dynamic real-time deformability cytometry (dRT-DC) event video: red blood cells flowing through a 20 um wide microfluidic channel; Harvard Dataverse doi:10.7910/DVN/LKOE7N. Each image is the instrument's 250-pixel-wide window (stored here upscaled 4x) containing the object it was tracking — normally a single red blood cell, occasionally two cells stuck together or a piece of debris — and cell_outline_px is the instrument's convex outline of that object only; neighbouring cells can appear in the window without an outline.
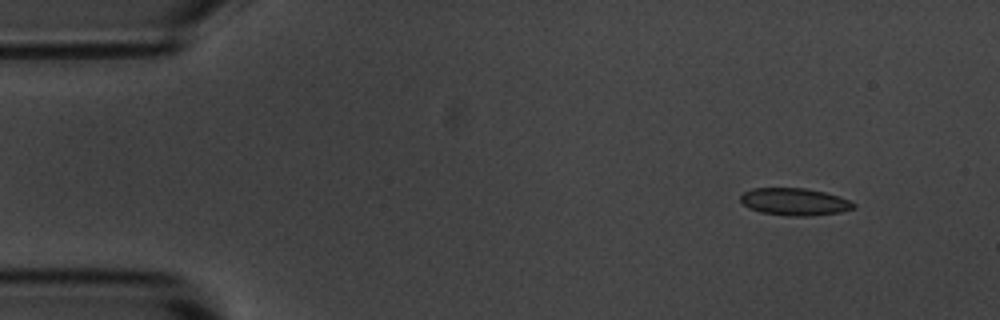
{"species": "common noctule bat (a hibernating species)", "species_latin": "Nyctalus noctula", "temperature_condition": "room temperature", "stored_images_in_passage": 5, "camera_frame_rate_fps": 3000, "um_per_image_px": 0.085, "animal": {"sex": "male", "body_mass_g": 20.1, "forearm_length_mm": 53.5}, "frame": {"image": 1, "passage_image": 1, "time_ms": 0.0, "image_size_px": [1000, 320], "cell_outline_px": [[856, 208], [840, 212], [808, 216], [788, 216], [760, 212], [748, 208], [740, 200], [740, 196], [744, 192], [752, 188], [804, 188], [824, 192], [840, 196], [856, 204]], "centroid_in_image_um": [67.54, 17.15], "position_along_channel_um": 17.5, "area_um2": 18.03}}
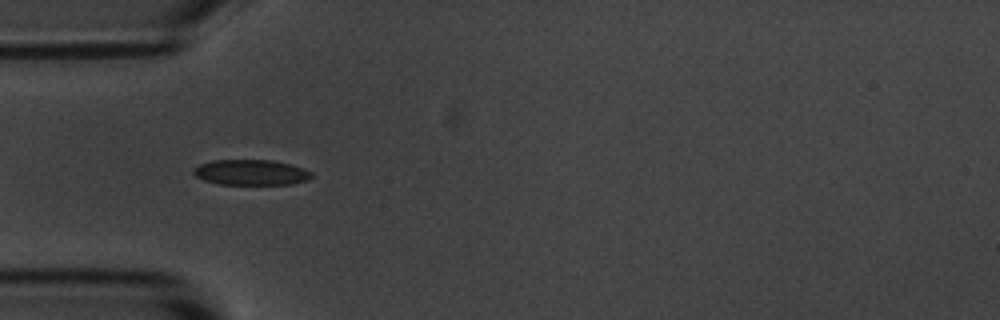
{"frame": {"image": 2, "passage_image": 4, "time_ms": 3.667, "image_size_px": [1000, 320], "cell_outline_px": [[312, 176], [308, 180], [292, 184], [220, 184], [204, 180], [196, 176], [192, 172], [192, 168], [200, 164], [212, 160], [272, 160], [292, 164], [312, 172]], "centroid_in_image_um": [21.33, 14.65], "position_along_channel_um": 63.7, "area_um2": 17.57}}